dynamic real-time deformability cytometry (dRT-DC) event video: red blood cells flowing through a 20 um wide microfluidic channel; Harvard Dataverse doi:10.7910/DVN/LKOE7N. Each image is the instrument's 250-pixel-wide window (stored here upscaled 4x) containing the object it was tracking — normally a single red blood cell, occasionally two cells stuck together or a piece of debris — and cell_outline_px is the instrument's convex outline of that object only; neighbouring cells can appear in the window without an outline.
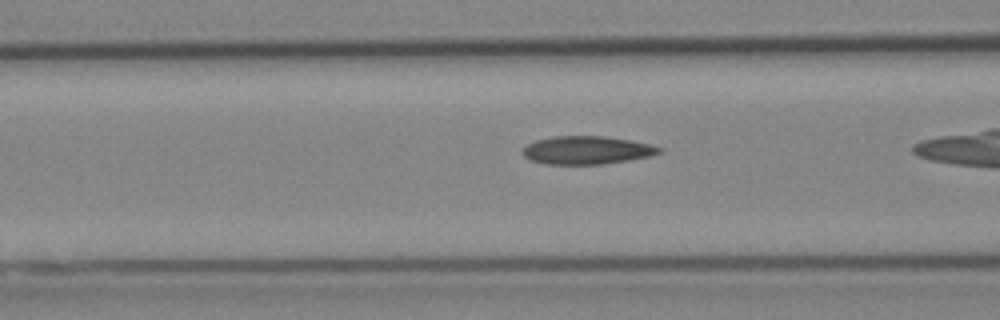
{"species": "Egyptian fruit bat (a non-hibernating species)", "species_latin": "Rousettus aegyptiacus", "temperature_condition": "cold", "stored_images_in_passage": 37, "camera_frame_rate_fps": 3000, "um_per_image_px": 0.085, "animal": {"sex": "female"}, "frame": {"image": 1, "passage_image": 17, "time_ms": 5.333, "image_size_px": [1000, 320], "cell_outline_px": [[664, 152], [652, 156], [604, 164], [544, 164], [532, 160], [524, 156], [520, 152], [528, 144], [536, 140], [552, 136], [604, 136], [652, 144], [664, 148]], "centroid_in_image_um": [49.93, 12.76], "position_along_channel_um": 116.7, "area_um2": 22.54}}
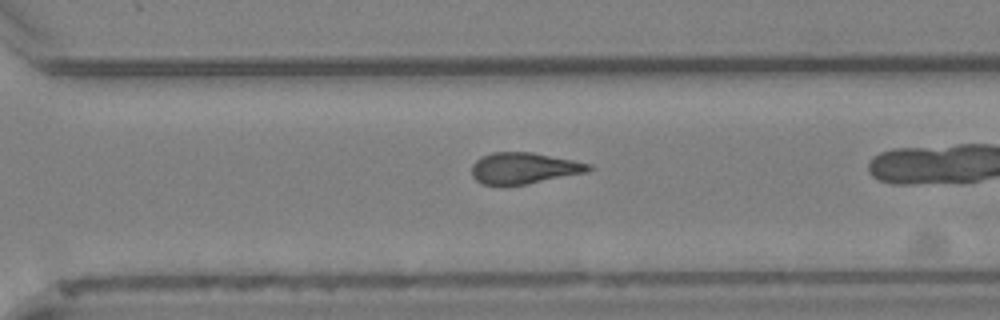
{"frame": {"image": 2, "passage_image": 33, "time_ms": 10.667, "image_size_px": [1000, 320], "cell_outline_px": [[592, 168], [588, 172], [528, 184], [484, 184], [476, 180], [472, 176], [472, 164], [480, 156], [492, 152], [532, 152], [592, 164]], "centroid_in_image_um": [44.54, 14.28], "position_along_channel_um": 326.1, "area_um2": 21.21}}
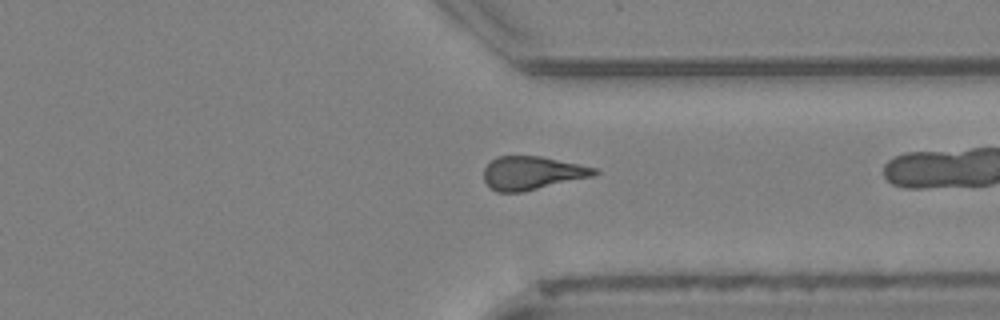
{"frame": {"image": 3, "passage_image": 36, "time_ms": 11.667, "image_size_px": [1000, 320], "cell_outline_px": [[600, 172], [592, 176], [524, 192], [496, 192], [488, 188], [484, 180], [484, 168], [496, 156], [540, 156], [596, 168]], "centroid_in_image_um": [45.18, 14.72], "position_along_channel_um": 366.2, "area_um2": 21.5}}